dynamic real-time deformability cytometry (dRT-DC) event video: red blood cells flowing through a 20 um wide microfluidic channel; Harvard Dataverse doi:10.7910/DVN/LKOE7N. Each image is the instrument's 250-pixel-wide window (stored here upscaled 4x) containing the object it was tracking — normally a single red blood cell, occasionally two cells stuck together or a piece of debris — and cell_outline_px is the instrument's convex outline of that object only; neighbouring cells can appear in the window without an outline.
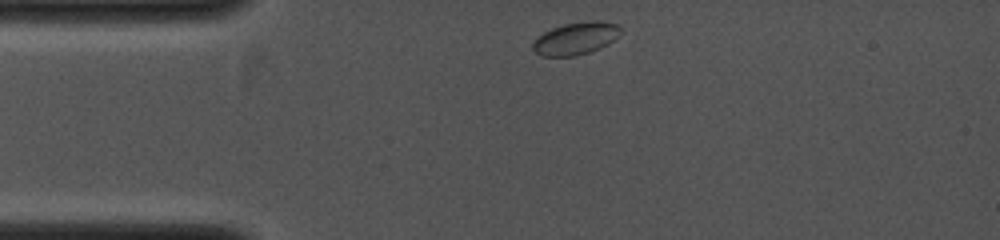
{"species": "common noctule bat (a hibernating species)", "species_latin": "Nyctalus noctula", "temperature_condition": "cold", "stored_images_in_passage": 8, "camera_frame_rate_fps": 4000, "um_per_image_px": 0.085, "animal": {"sex": "female", "body_mass_g": 19.0, "forearm_length_mm": 53.3}, "frame": {"image": 1, "passage_image": 1, "time_ms": 0.0, "image_size_px": [1000, 240], "cell_outline_px": [[624, 28], [608, 44], [600, 48], [576, 56], [540, 56], [532, 48], [532, 44], [544, 32], [552, 28], [564, 24], [592, 20], [596, 20], [620, 24]], "centroid_in_image_um": [48.97, 3.26], "position_along_channel_um": 36.0, "area_um2": 16.53}}
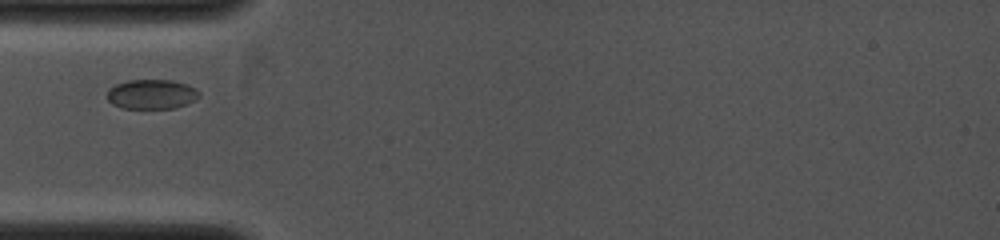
{"frame": {"image": 2, "passage_image": 4, "time_ms": 1.25, "image_size_px": [1000, 240], "cell_outline_px": [[200, 96], [196, 100], [176, 108], [120, 108], [112, 104], [108, 100], [108, 88], [116, 84], [128, 80], [172, 80], [188, 84], [196, 88], [200, 92]], "centroid_in_image_um": [12.92, 8.0], "position_along_channel_um": 72.1, "area_um2": 16.07}}
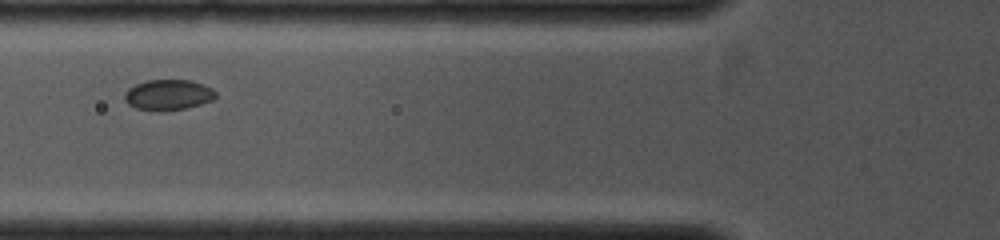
{"frame": {"image": 3, "passage_image": 6, "time_ms": 2.0, "image_size_px": [1000, 240], "cell_outline_px": [[216, 96], [212, 100], [200, 104], [184, 108], [136, 108], [128, 104], [124, 100], [124, 92], [128, 88], [136, 84], [148, 80], [192, 80], [204, 84], [212, 88], [216, 92]], "centroid_in_image_um": [14.31, 8.0], "position_along_channel_um": 111.5, "area_um2": 15.66}}